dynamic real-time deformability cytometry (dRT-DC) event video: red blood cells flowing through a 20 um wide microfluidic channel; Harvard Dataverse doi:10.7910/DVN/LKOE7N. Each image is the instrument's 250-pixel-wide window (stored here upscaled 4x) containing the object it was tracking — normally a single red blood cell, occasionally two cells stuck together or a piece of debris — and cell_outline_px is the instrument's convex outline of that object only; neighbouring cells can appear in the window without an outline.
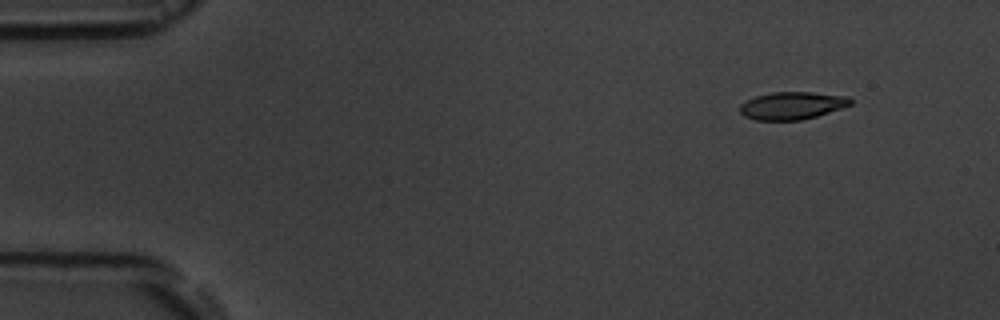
{"species": "common noctule bat (a hibernating species)", "species_latin": "Nyctalus noctula", "temperature_condition": "room temperature", "stored_images_in_passage": 4, "camera_frame_rate_fps": 3000, "um_per_image_px": 0.085, "animal": {"sex": "male", "body_mass_g": 19.5, "forearm_length_mm": 54.6}, "frame": {"image": 1, "passage_image": 1, "time_ms": 0.0, "image_size_px": [1000, 320], "cell_outline_px": [[852, 104], [816, 116], [800, 120], [756, 120], [744, 116], [740, 112], [740, 104], [756, 96], [772, 92], [812, 92], [848, 96], [852, 100]], "centroid_in_image_um": [67.32, 8.97], "position_along_channel_um": 17.7, "area_um2": 17.63}}
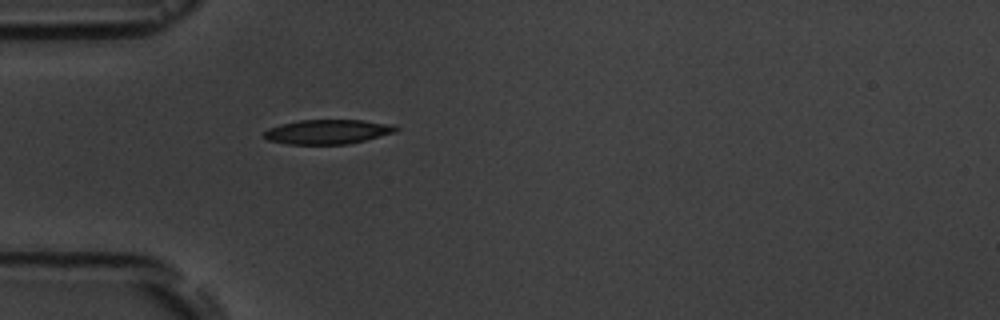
{"frame": {"image": 2, "passage_image": 4, "time_ms": 3.667, "image_size_px": [1000, 320], "cell_outline_px": [[400, 128], [396, 132], [348, 144], [288, 144], [268, 140], [260, 136], [268, 128], [300, 120], [360, 120], [396, 124]], "centroid_in_image_um": [27.87, 11.2], "position_along_channel_um": 57.1, "area_um2": 18.84}}